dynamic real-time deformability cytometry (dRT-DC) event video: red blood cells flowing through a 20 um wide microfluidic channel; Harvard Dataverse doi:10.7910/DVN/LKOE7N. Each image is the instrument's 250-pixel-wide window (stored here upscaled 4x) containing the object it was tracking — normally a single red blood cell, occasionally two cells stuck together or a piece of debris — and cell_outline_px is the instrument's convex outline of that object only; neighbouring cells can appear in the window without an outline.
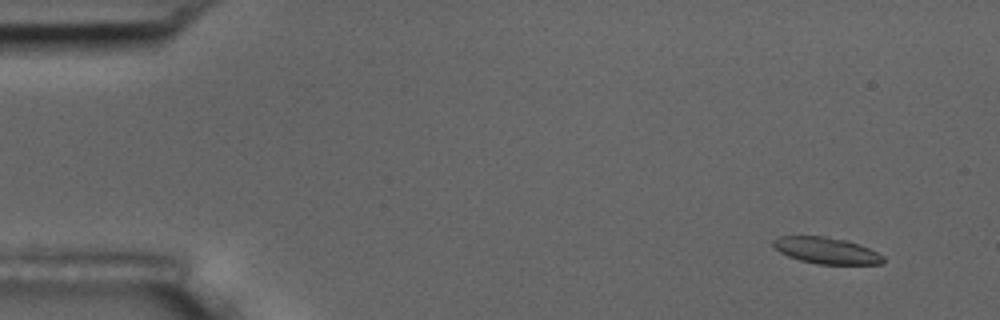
{"species": "common noctule bat (a hibernating species)", "species_latin": "Nyctalus noctula", "temperature_condition": "room temperature", "stored_images_in_passage": 57, "camera_frame_rate_fps": 3000, "um_per_image_px": 0.085, "animal": {"sex": "male", "body_mass_g": 17.5, "forearm_length_mm": 52.3}, "frame": {"image": 1, "passage_image": 5, "time_ms": 1.333, "image_size_px": [1000, 320], "cell_outline_px": [[884, 260], [880, 264], [816, 264], [800, 260], [788, 256], [780, 252], [772, 244], [772, 240], [780, 236], [824, 236], [848, 240], [868, 248], [884, 256]], "centroid_in_image_um": [70.23, 21.29], "position_along_channel_um": 14.8, "area_um2": 16.88}}
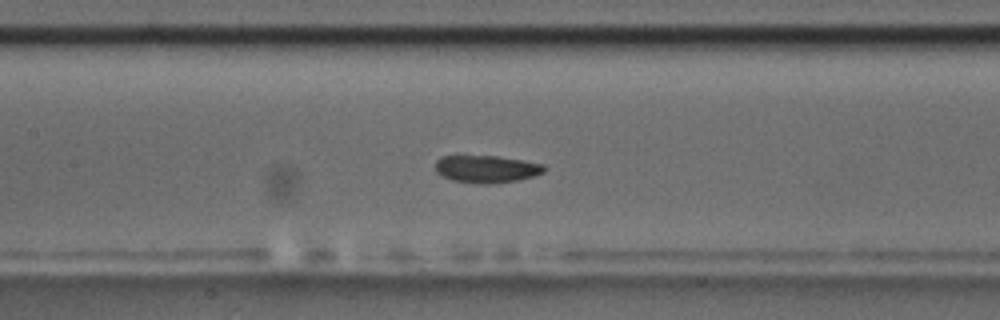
{"frame": {"image": 2, "passage_image": 27, "time_ms": 8.667, "image_size_px": [1000, 320], "cell_outline_px": [[548, 168], [544, 172], [532, 176], [516, 180], [492, 184], [480, 184], [452, 180], [436, 172], [436, 160], [440, 156], [496, 156], [524, 160], [544, 164]], "centroid_in_image_um": [41.37, 14.36], "position_along_channel_um": 166.0, "area_um2": 17.4}}
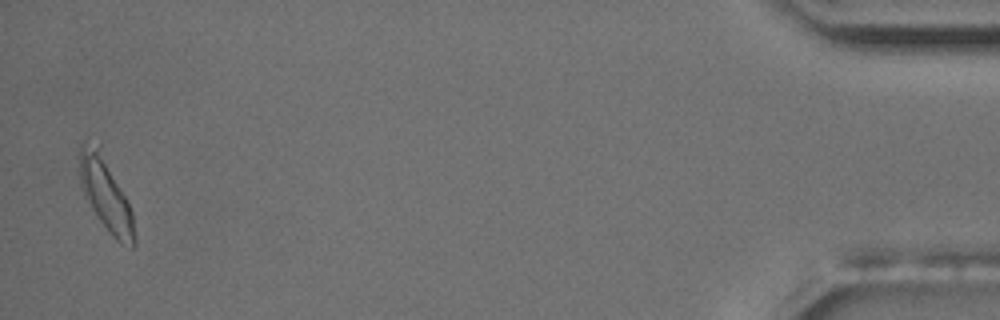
{"frame": {"image": 3, "passage_image": 56, "time_ms": 18.333, "image_size_px": [1000, 320], "cell_outline_px": [[136, 248], [132, 248], [120, 244], [108, 232], [92, 208], [80, 184], [80, 144], [84, 140], [100, 144], [128, 200], [132, 212], [136, 236]], "centroid_in_image_um": [9.03, 16.49], "position_along_channel_um": 426.2, "area_um2": 23.81}}